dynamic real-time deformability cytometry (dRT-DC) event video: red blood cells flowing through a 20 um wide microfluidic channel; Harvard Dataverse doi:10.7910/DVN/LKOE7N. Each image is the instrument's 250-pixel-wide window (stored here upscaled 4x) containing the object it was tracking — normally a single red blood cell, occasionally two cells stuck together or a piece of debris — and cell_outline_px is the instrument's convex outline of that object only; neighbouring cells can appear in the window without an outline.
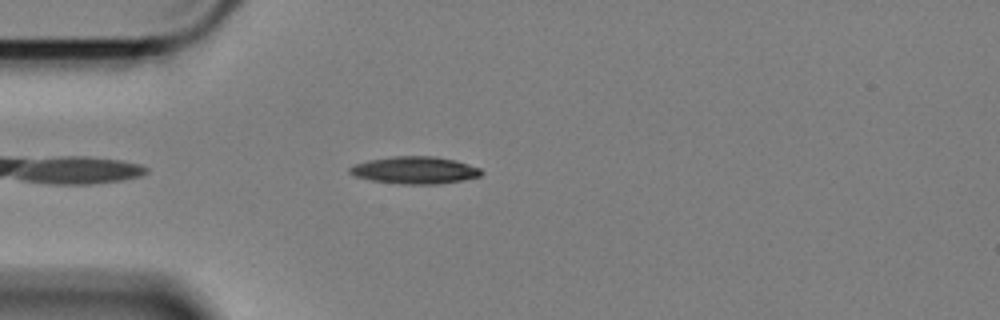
{"species": "Egyptian fruit bat (a non-hibernating species)", "species_latin": "Rousettus aegyptiacus", "temperature_condition": "cold", "stored_images_in_passage": 33, "camera_frame_rate_fps": 3000, "um_per_image_px": 0.085, "animal": {"sex": "female"}, "frame": {"image": 1, "passage_image": 5, "time_ms": 1.333, "image_size_px": [1000, 320], "cell_outline_px": [[484, 172], [480, 176], [460, 180], [436, 184], [404, 184], [372, 180], [356, 176], [348, 172], [348, 168], [356, 164], [368, 160], [392, 156], [432, 156], [456, 160], [480, 168]], "centroid_in_image_um": [35.26, 14.45], "position_along_channel_um": 49.7, "area_um2": 20.69}}
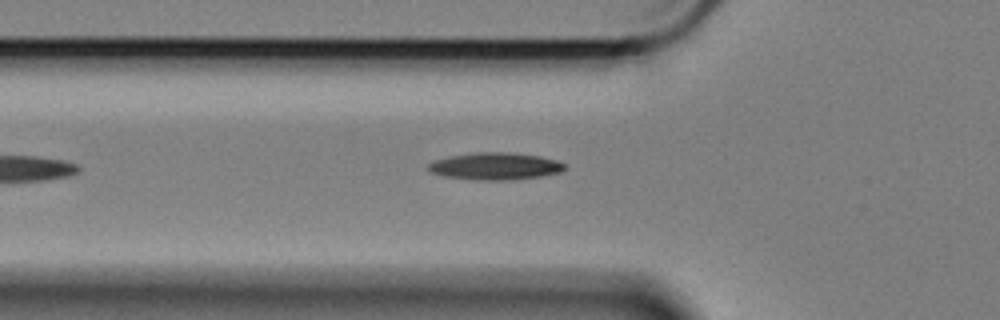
{"frame": {"image": 2, "passage_image": 9, "time_ms": 2.667, "image_size_px": [1000, 320], "cell_outline_px": [[564, 168], [560, 172], [540, 176], [508, 180], [480, 180], [444, 176], [432, 172], [428, 168], [428, 164], [436, 160], [452, 156], [480, 152], [508, 152], [540, 156], [556, 160], [564, 164]], "centroid_in_image_um": [42.11, 14.12], "position_along_channel_um": 83.7, "area_um2": 21.15}}
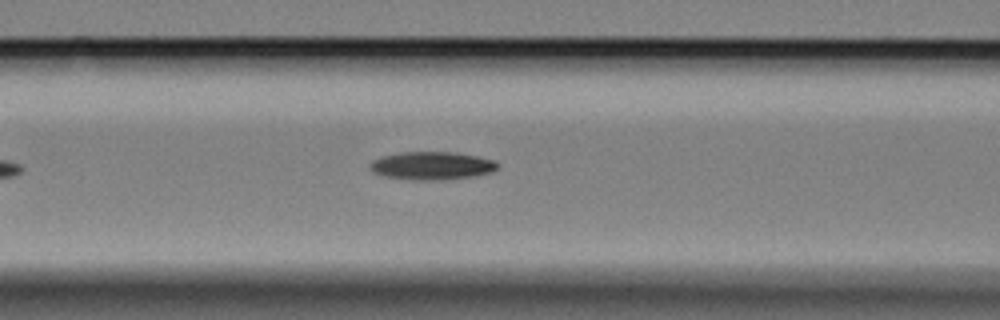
{"frame": {"image": 3, "passage_image": 13, "time_ms": 4.0, "image_size_px": [1000, 320], "cell_outline_px": [[500, 164], [496, 168], [488, 172], [472, 176], [444, 180], [412, 180], [384, 176], [368, 168], [372, 160], [384, 156], [404, 152], [448, 152], [476, 156], [492, 160]], "centroid_in_image_um": [36.67, 14.09], "position_along_channel_um": 129.9, "area_um2": 20.46}}